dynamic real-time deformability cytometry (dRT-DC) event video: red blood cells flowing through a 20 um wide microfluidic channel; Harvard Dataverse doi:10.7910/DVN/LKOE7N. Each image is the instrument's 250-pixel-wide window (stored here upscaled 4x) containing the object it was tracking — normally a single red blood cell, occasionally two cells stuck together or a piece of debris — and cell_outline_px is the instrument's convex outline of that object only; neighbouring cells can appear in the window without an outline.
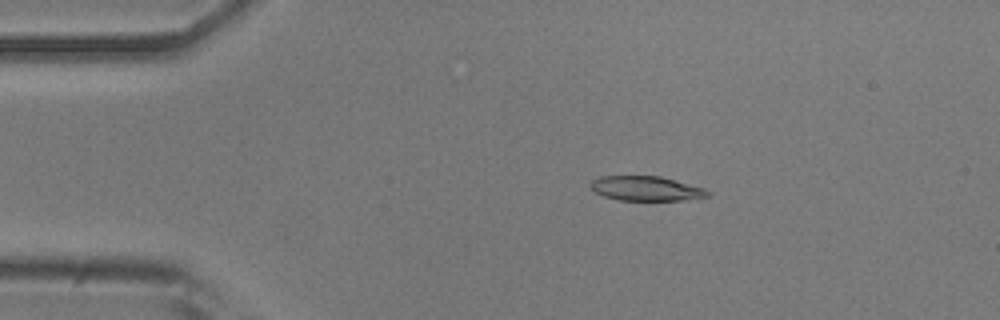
{"species": "common noctule bat (a hibernating species)", "species_latin": "Nyctalus noctula", "temperature_condition": "room temperature", "stored_images_in_passage": 54, "camera_frame_rate_fps": 3000, "um_per_image_px": 0.085, "animal": {"sex": "male", "body_mass_g": 20.5, "forearm_length_mm": 52.5}, "frame": {"image": 1, "passage_image": 10, "time_ms": 3.0, "image_size_px": [1000, 320], "cell_outline_px": [[712, 196], [680, 200], [620, 200], [604, 196], [596, 192], [588, 184], [592, 180], [600, 176], [660, 176], [704, 188], [712, 192]], "centroid_in_image_um": [54.94, 16.02], "position_along_channel_um": 30.1, "area_um2": 16.76}}
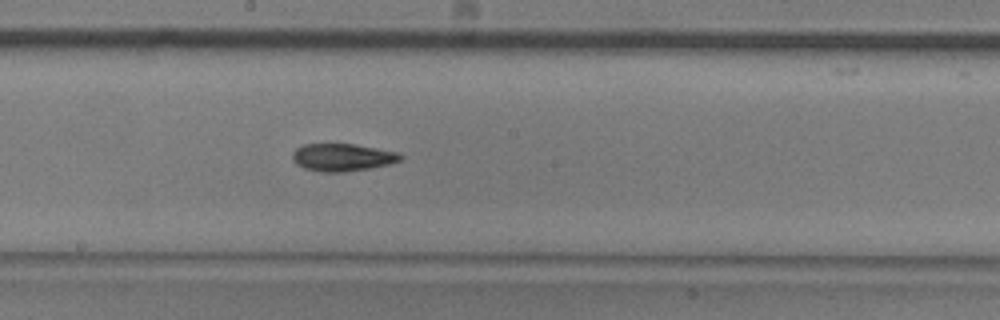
{"frame": {"image": 2, "passage_image": 29, "time_ms": 9.333, "image_size_px": [1000, 320], "cell_outline_px": [[404, 156], [400, 160], [388, 164], [368, 168], [340, 172], [324, 172], [304, 168], [296, 164], [292, 160], [292, 152], [296, 148], [304, 144], [352, 144], [400, 152]], "centroid_in_image_um": [29.08, 13.36], "position_along_channel_um": 219.1, "area_um2": 17.22}}
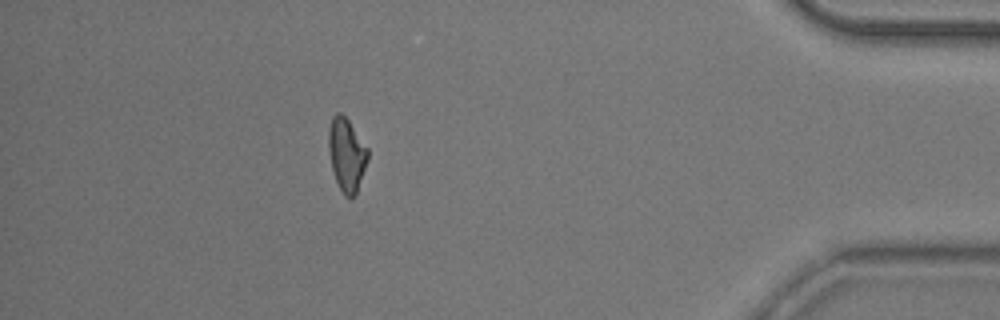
{"frame": {"image": 3, "passage_image": 48, "time_ms": 15.667, "image_size_px": [1000, 320], "cell_outline_px": [[368, 160], [356, 196], [344, 196], [336, 180], [332, 168], [328, 148], [328, 128], [332, 116], [336, 112], [340, 112], [348, 120], [368, 148]], "centroid_in_image_um": [29.46, 13.13], "position_along_channel_um": 405.7, "area_um2": 16.76}, "authors_computed_cell_mechanics": {"area_um2": 17.3978, "velocity_mm_per_s": 3.7315, "shape_relaxation_time_tau1_ms": 5.4475, "shape_relaxation_time_tau2_ms": 5.6551, "deformation_change_tau1": 0.1557, "deformation_change_tau2": 0.1405}}